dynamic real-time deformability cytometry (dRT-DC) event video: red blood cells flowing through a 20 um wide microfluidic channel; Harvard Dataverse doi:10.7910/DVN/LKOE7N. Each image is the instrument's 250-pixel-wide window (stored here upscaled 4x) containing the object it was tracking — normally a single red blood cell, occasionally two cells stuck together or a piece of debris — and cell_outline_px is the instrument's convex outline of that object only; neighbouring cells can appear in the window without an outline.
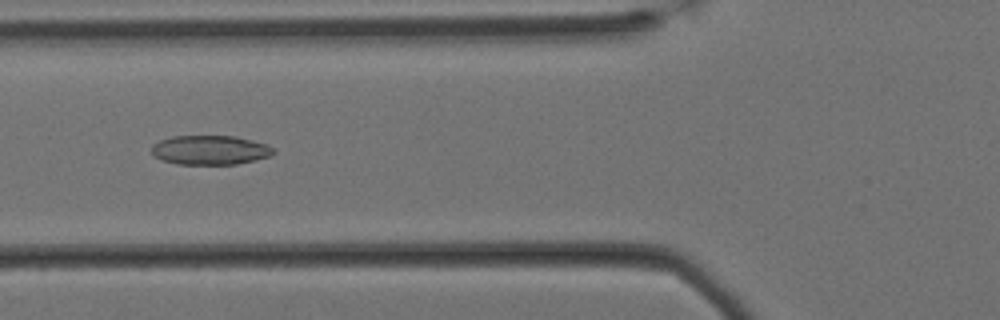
{"species": "Egyptian fruit bat (a non-hibernating species)", "species_latin": "Rousettus aegyptiacus", "temperature_condition": "cold", "stored_images_in_passage": 59, "camera_frame_rate_fps": 3000, "um_per_image_px": 0.085, "animal": {"sex": "female"}, "frame": {"image": 1, "passage_image": 21, "time_ms": 6.667, "image_size_px": [1000, 320], "cell_outline_px": [[276, 152], [268, 156], [256, 160], [236, 164], [176, 164], [160, 160], [152, 156], [152, 144], [160, 140], [172, 136], [236, 136], [252, 140], [264, 144], [272, 148]], "centroid_in_image_um": [17.8, 12.76], "position_along_channel_um": 108.0, "area_um2": 20.87}}
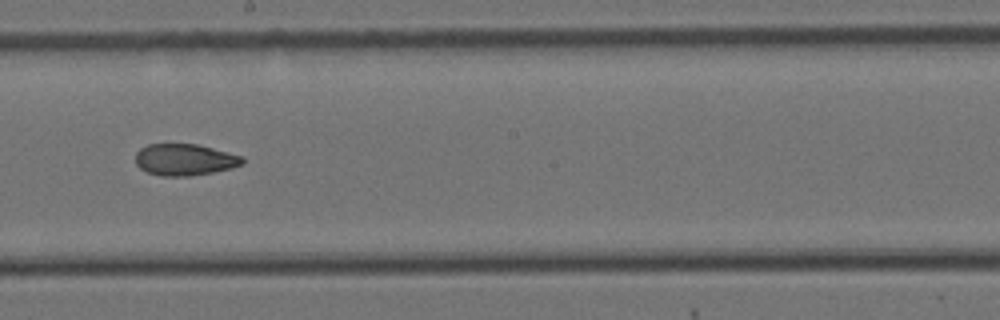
{"frame": {"image": 2, "passage_image": 32, "time_ms": 10.333, "image_size_px": [1000, 320], "cell_outline_px": [[244, 164], [232, 168], [212, 172], [188, 176], [160, 176], [148, 172], [140, 168], [136, 164], [136, 152], [140, 148], [148, 144], [196, 144], [244, 156]], "centroid_in_image_um": [15.71, 13.57], "position_along_channel_um": 232.5, "area_um2": 19.71}}
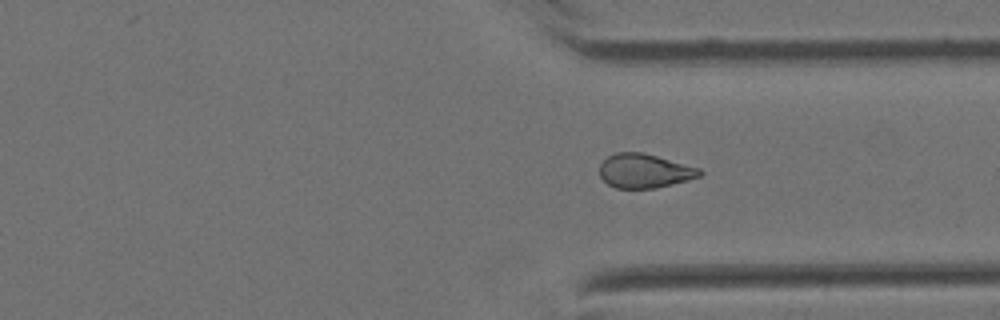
{"frame": {"image": 3, "passage_image": 43, "time_ms": 14.0, "image_size_px": [1000, 320], "cell_outline_px": [[704, 172], [700, 176], [688, 180], [656, 188], [616, 188], [608, 184], [600, 176], [600, 164], [608, 156], [616, 152], [644, 152], [700, 168]], "centroid_in_image_um": [54.79, 14.52], "position_along_channel_um": 356.6, "area_um2": 19.94}}